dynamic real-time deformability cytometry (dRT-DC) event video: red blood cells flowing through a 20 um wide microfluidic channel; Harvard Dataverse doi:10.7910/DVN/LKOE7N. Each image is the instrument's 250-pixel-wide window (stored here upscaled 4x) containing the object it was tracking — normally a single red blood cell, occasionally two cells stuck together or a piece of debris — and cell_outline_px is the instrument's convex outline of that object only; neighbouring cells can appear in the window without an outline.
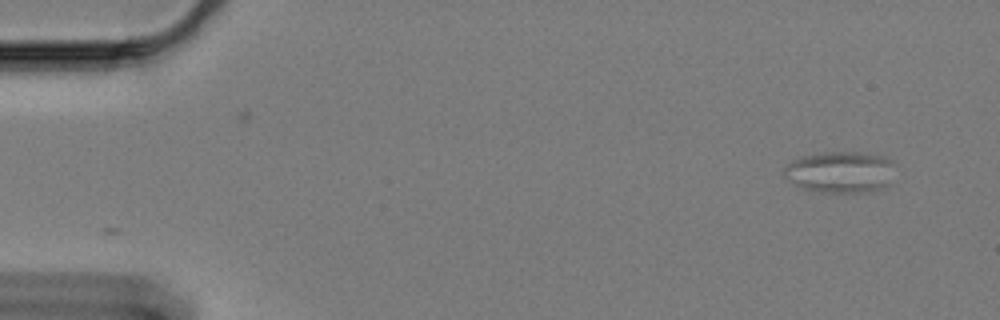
{"species": "Egyptian fruit bat (a non-hibernating species)", "species_latin": "Rousettus aegyptiacus", "temperature_condition": "cold", "stored_images_in_passage": 58, "camera_frame_rate_fps": 3000, "um_per_image_px": 0.085, "animal": {"sex": "female"}, "frame": {"image": 1, "passage_image": 1, "time_ms": 0.0, "image_size_px": [1000, 320], "cell_outline_px": [[892, 160], [888, 184], [872, 192], [824, 192], [804, 188], [796, 184], [784, 176], [780, 172], [792, 160], [804, 156], [824, 152], [860, 152], [888, 156]], "centroid_in_image_um": [71.4, 14.61], "position_along_channel_um": 13.6, "area_um2": 26.53}}
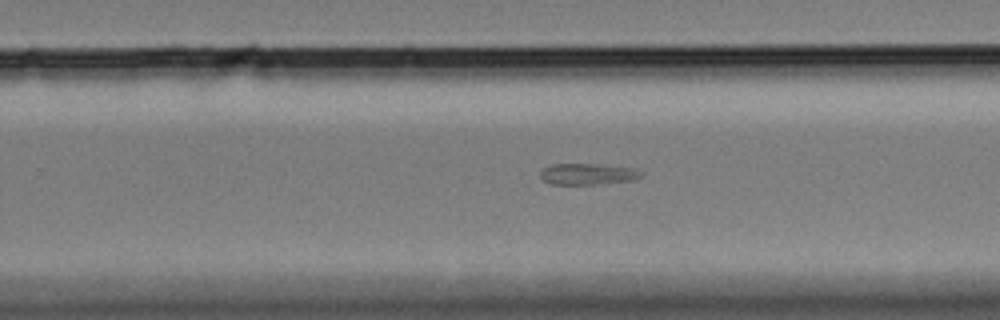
{"frame": {"image": 2, "passage_image": 36, "time_ms": 11.667, "image_size_px": [1000, 320], "cell_outline_px": [[644, 172], [640, 176], [632, 180], [596, 184], [552, 184], [544, 180], [540, 176], [540, 172], [544, 168], [552, 164], [596, 164], [632, 168]], "centroid_in_image_um": [49.94, 14.79], "position_along_channel_um": 279.9, "area_um2": 12.25}}
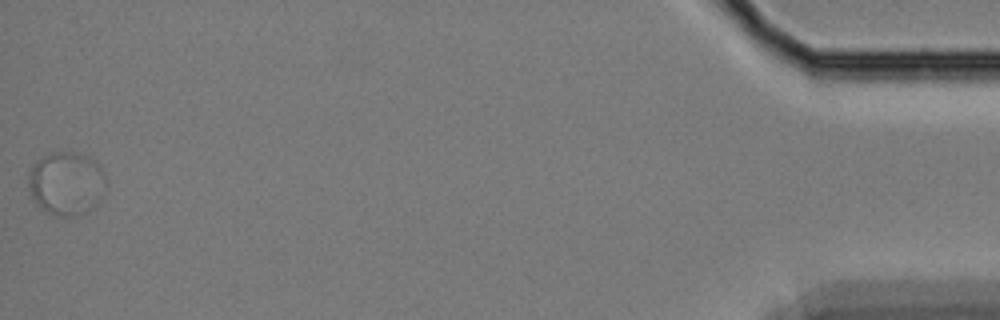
{"frame": {"image": 3, "passage_image": 58, "time_ms": 19.0, "image_size_px": [1000, 320], "cell_outline_px": [[104, 176], [88, 212], [76, 216], [56, 216], [40, 208], [32, 200], [28, 184], [28, 172], [40, 160], [52, 152], [72, 152], [88, 156], [96, 160], [100, 164], [104, 172]], "centroid_in_image_um": [5.55, 15.57], "position_along_channel_um": 429.7, "area_um2": 27.69}}